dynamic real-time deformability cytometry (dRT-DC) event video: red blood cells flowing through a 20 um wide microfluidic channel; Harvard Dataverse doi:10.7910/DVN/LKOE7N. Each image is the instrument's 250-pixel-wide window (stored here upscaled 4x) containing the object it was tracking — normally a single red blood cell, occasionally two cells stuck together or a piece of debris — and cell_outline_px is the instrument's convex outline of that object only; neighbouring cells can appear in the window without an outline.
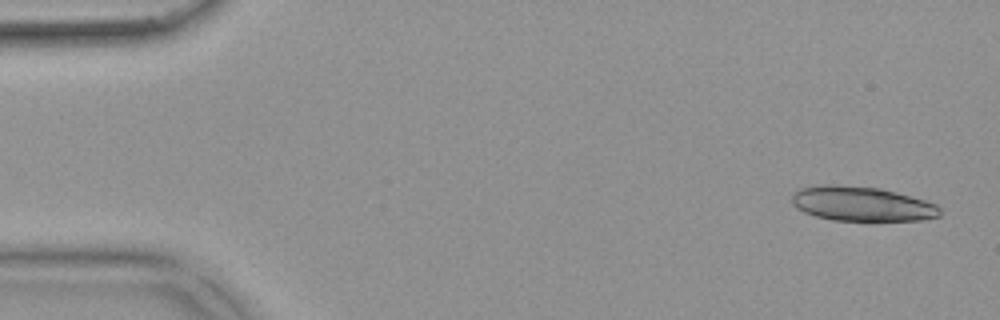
{"species": "common noctule bat (a hibernating species)", "species_latin": "Nyctalus noctula", "temperature_condition": "warm", "stored_images_in_passage": 51, "segment_of_instrument_passage": [1, 2], "camera_frame_rate_fps": 3000, "um_per_image_px": 0.085, "animal": {"sex": "female", "body_mass_g": 18.4}, "frame": {"image": 1, "passage_image": 2, "time_ms": 0.333, "image_size_px": [1000, 320], "cell_outline_px": [[940, 216], [924, 220], [868, 224], [832, 220], [816, 216], [804, 212], [796, 208], [792, 204], [792, 192], [796, 188], [824, 184], [836, 184], [880, 188], [896, 192], [924, 200], [936, 204], [940, 208]], "centroid_in_image_um": [73.25, 17.38], "position_along_channel_um": 11.7, "area_um2": 31.33}}
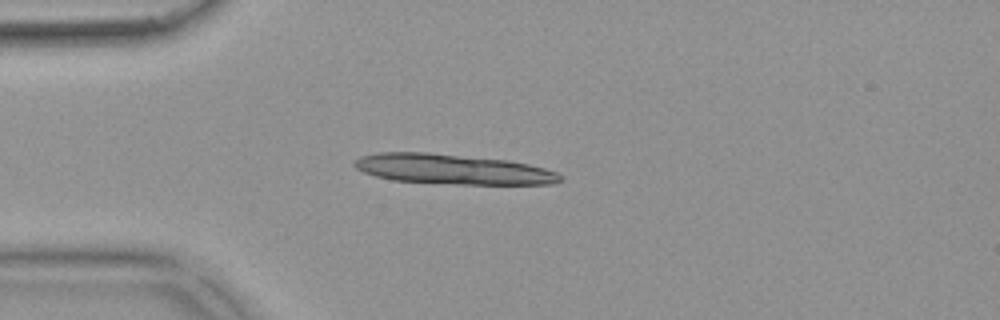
{"frame": {"image": 2, "passage_image": 13, "time_ms": 4.0, "image_size_px": [1000, 320], "cell_outline_px": [[564, 180], [552, 184], [456, 184], [392, 180], [376, 176], [364, 172], [356, 168], [352, 164], [360, 156], [376, 152], [428, 152], [508, 160], [528, 164], [544, 168], [556, 172]], "centroid_in_image_um": [38.46, 14.38], "position_along_channel_um": 46.5, "area_um2": 36.01}}